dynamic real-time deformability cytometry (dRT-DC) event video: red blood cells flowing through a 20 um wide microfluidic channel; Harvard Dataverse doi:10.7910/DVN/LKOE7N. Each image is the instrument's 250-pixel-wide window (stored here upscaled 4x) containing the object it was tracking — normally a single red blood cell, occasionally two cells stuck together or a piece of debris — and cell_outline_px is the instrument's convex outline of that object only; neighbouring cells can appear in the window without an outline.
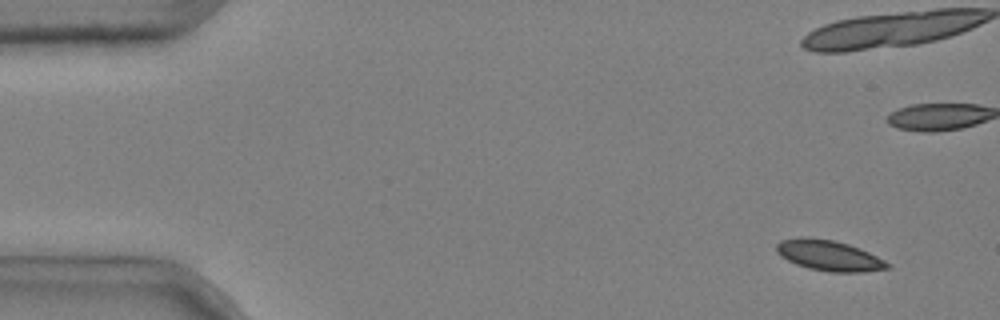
{"species": "common noctule bat (a hibernating species)", "species_latin": "Nyctalus noctula", "temperature_condition": "cold", "stored_images_in_passage": 9, "camera_frame_rate_fps": 3000, "um_per_image_px": 0.085, "animal": {"sex": "male", "body_mass_g": 20.4}, "frame": {"image": 1, "passage_image": 1, "time_ms": 0.0, "image_size_px": [1000, 320], "cell_outline_px": [[892, 268], [864, 272], [828, 272], [808, 268], [796, 264], [780, 256], [776, 252], [776, 244], [780, 240], [800, 236], [808, 236], [832, 240], [848, 244], [860, 248], [892, 264]], "centroid_in_image_um": [70.46, 21.71], "position_along_channel_um": 14.5, "area_um2": 20.06}}